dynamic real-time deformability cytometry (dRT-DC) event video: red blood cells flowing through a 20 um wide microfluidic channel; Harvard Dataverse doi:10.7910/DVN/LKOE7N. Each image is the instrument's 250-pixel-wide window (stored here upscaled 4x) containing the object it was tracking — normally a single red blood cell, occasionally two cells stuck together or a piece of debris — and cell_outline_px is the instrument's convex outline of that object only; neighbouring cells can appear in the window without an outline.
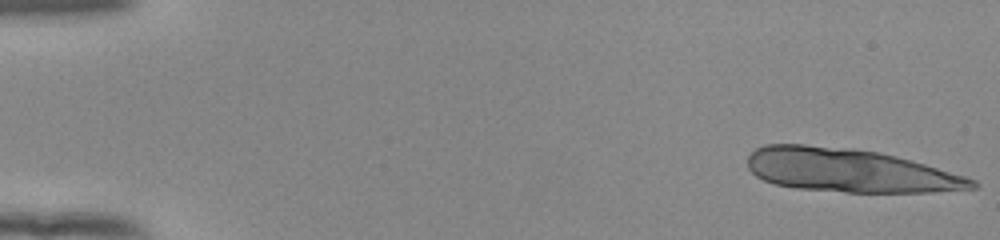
{"species": "human", "species_latin": "Homo sapiens", "temperature_condition": "room temperature", "stored_images_in_passage": 15, "camera_frame_rate_fps": 3000, "um_per_image_px": 0.085, "donor": {"sex": "female"}, "frame": {"image": 1, "passage_image": 1, "time_ms": 0.0, "image_size_px": [1000, 240], "cell_outline_px": [[980, 184], [976, 188], [932, 192], [844, 192], [796, 188], [776, 184], [764, 180], [756, 176], [748, 168], [748, 156], [756, 148], [764, 144], [804, 144], [852, 148], [880, 152], [896, 156], [924, 164], [964, 176], [976, 180]], "centroid_in_image_um": [72.19, 14.48], "position_along_channel_um": 12.8, "area_um2": 56.82}}